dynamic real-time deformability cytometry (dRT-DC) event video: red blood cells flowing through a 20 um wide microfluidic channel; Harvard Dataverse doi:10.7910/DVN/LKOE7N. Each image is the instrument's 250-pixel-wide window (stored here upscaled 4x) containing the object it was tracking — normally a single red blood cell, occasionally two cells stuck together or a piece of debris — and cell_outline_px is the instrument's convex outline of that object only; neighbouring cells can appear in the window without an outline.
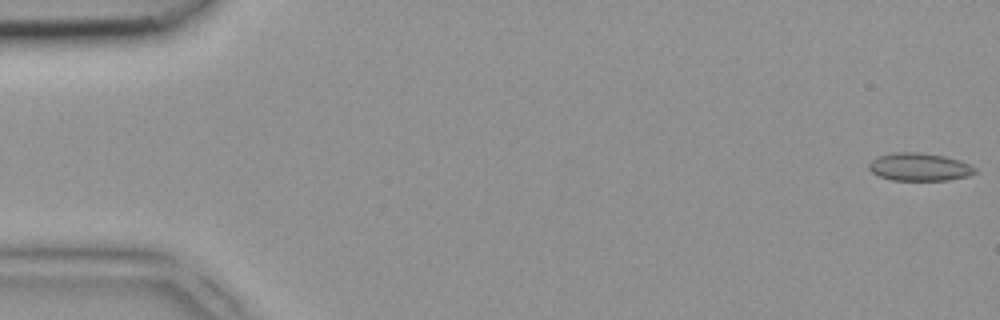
{"species": "common noctule bat (a hibernating species)", "species_latin": "Nyctalus noctula", "temperature_condition": "room temperature", "stored_images_in_passage": 4, "camera_frame_rate_fps": 3000, "um_per_image_px": 0.085, "animal": {"sex": "female", "body_mass_g": 18.4}, "frame": {"image": 1, "passage_image": 1, "time_ms": 0.0, "image_size_px": [1000, 320], "cell_outline_px": [[976, 172], [968, 176], [948, 180], [892, 180], [880, 176], [872, 172], [868, 168], [868, 164], [876, 156], [892, 152], [920, 152], [944, 156], [960, 160], [976, 168]], "centroid_in_image_um": [78.13, 14.18], "position_along_channel_um": 6.9, "area_um2": 17.28}}